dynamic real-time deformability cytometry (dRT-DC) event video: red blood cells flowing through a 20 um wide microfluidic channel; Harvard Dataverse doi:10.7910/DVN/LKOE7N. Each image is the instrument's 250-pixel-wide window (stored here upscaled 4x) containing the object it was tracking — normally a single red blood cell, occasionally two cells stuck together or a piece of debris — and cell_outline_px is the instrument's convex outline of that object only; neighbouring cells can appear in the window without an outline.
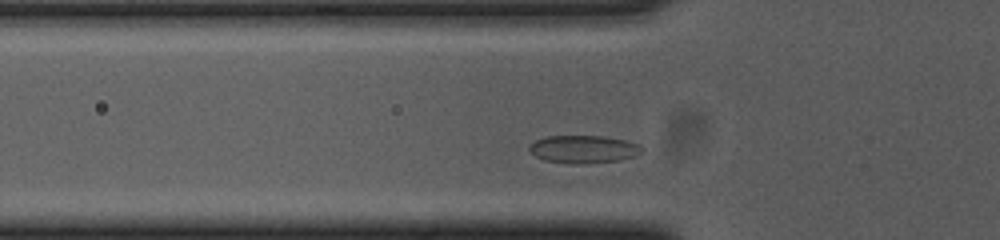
{"species": "common noctule bat (a hibernating species)", "species_latin": "Nyctalus noctula", "temperature_condition": "cold", "stored_images_in_passage": 34, "camera_frame_rate_fps": 3000, "um_per_image_px": 0.085, "animal": {"sex": "female", "body_mass_g": 23.0, "forearm_length_mm": 53.4}, "frame": {"image": 1, "passage_image": 7, "time_ms": 2.0, "image_size_px": [1000, 240], "cell_outline_px": [[644, 148], [640, 152], [632, 156], [620, 160], [580, 164], [576, 164], [544, 160], [528, 152], [528, 148], [536, 140], [548, 136], [604, 136], [624, 140], [640, 144]], "centroid_in_image_um": [49.59, 12.68], "position_along_channel_um": 76.2, "area_um2": 18.09}}
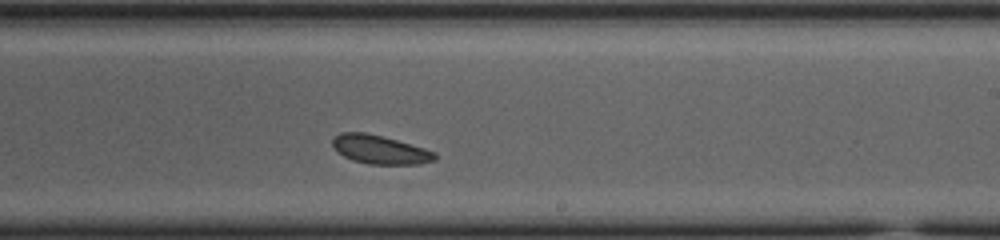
{"frame": {"image": 2, "passage_image": 22, "time_ms": 7.0, "image_size_px": [1000, 240], "cell_outline_px": [[436, 160], [420, 164], [368, 164], [352, 160], [336, 152], [332, 144], [332, 140], [340, 132], [364, 132], [396, 140], [424, 148], [436, 152]], "centroid_in_image_um": [32.28, 12.72], "position_along_channel_um": 256.7, "area_um2": 17.05}}
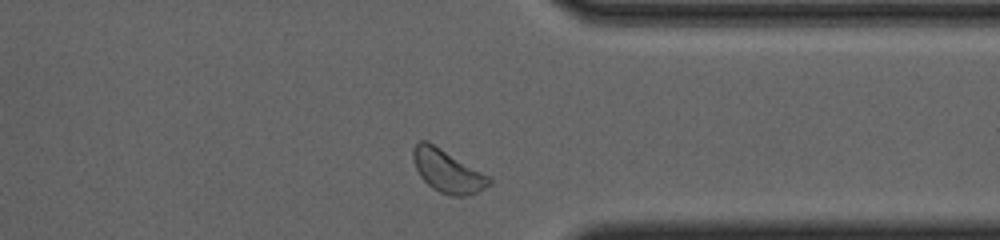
{"frame": {"image": 3, "passage_image": 32, "time_ms": 10.333, "image_size_px": [1000, 240], "cell_outline_px": [[492, 184], [476, 192], [464, 196], [448, 196], [432, 188], [420, 176], [412, 160], [412, 152], [416, 144], [420, 140], [428, 140], [492, 176]], "centroid_in_image_um": [38.07, 14.52], "position_along_channel_um": 373.3, "area_um2": 19.36}}